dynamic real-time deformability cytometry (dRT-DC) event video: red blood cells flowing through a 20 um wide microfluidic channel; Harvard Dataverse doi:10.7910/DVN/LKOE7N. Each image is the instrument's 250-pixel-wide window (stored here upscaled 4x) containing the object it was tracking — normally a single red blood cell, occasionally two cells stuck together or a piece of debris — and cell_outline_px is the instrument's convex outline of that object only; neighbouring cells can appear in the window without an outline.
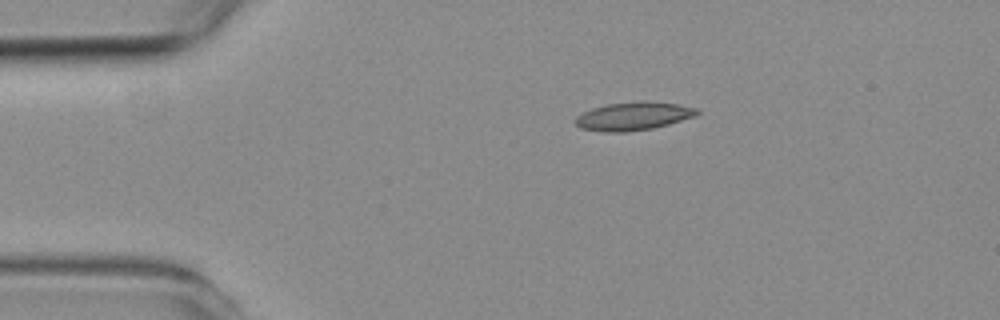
{"species": "common noctule bat (a hibernating species)", "species_latin": "Nyctalus noctula", "temperature_condition": "room temperature", "stored_images_in_passage": 3, "camera_frame_rate_fps": 3000, "um_per_image_px": 0.085, "animal": {"sex": "female", "body_mass_g": 19.3, "forearm_length_mm": 54.1}, "frame": {"image": 1, "passage_image": 1, "time_ms": 0.0, "image_size_px": [1000, 320], "cell_outline_px": [[700, 112], [696, 116], [668, 124], [652, 128], [624, 132], [604, 132], [580, 128], [572, 120], [576, 116], [592, 108], [608, 104], [644, 100], [680, 104], [700, 108]], "centroid_in_image_um": [53.86, 9.86], "position_along_channel_um": 31.1, "area_um2": 20.23}}